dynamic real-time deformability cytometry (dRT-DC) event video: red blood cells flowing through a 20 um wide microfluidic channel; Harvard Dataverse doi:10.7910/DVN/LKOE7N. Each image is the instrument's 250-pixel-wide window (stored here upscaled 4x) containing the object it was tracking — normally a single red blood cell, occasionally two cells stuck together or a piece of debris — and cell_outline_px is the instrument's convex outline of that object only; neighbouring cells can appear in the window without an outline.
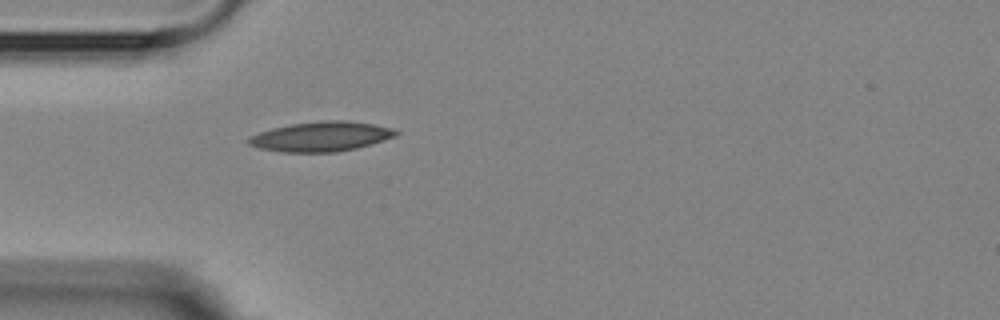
{"species": "Egyptian fruit bat (a non-hibernating species)", "species_latin": "Rousettus aegyptiacus", "temperature_condition": "room temperature", "stored_images_in_passage": 5, "camera_frame_rate_fps": 3000, "um_per_image_px": 0.085, "animal": {"sex": "female"}, "frame": {"image": 1, "passage_image": 5, "time_ms": 4.667, "image_size_px": [1000, 320], "cell_outline_px": [[400, 132], [396, 136], [356, 148], [336, 152], [284, 152], [260, 148], [248, 144], [248, 136], [272, 128], [292, 124], [320, 120], [348, 120], [396, 128]], "centroid_in_image_um": [27.31, 11.59], "position_along_channel_um": 57.7, "area_um2": 25.55}}